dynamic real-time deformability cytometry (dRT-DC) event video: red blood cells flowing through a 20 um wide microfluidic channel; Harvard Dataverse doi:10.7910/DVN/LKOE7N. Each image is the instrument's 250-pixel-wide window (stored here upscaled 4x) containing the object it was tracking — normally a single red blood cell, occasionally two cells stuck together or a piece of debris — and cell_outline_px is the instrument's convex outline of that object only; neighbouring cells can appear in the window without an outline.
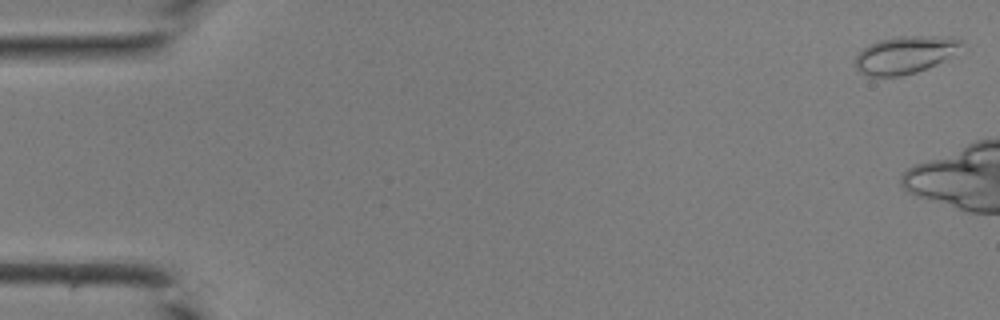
{"species": "common noctule bat (a hibernating species)", "species_latin": "Nyctalus noctula", "temperature_condition": "room temperature", "stored_images_in_passage": 7, "camera_frame_rate_fps": 3000, "um_per_image_px": 0.085, "animal": {"sex": "male", "body_mass_g": 19.0, "forearm_length_mm": 50.8}, "frame": {"image": 1, "passage_image": 1, "time_ms": 0.0, "image_size_px": [1000, 320], "cell_outline_px": [[964, 44], [948, 56], [936, 64], [928, 68], [916, 72], [900, 76], [868, 76], [860, 72], [856, 68], [856, 56], [864, 48], [880, 40], [900, 36], [952, 36], [960, 40]], "centroid_in_image_um": [76.92, 4.66], "position_along_channel_um": 8.1, "area_um2": 22.77}}